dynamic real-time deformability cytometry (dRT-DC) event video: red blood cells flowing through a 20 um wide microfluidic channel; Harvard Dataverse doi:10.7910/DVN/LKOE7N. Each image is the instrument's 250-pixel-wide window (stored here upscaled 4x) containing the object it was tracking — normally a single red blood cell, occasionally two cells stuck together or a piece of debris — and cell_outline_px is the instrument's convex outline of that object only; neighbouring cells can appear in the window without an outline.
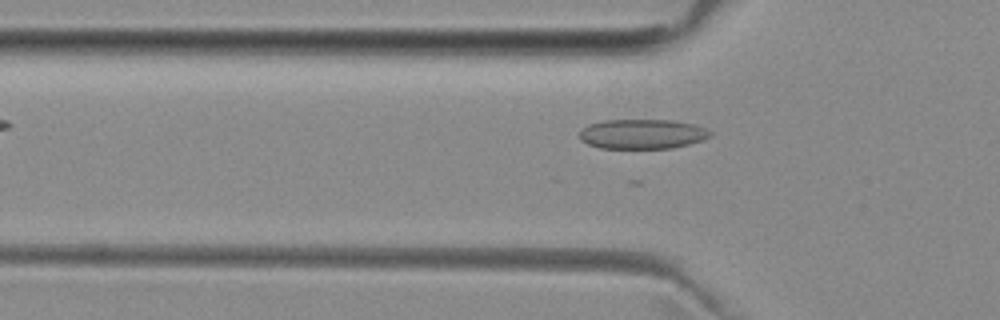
{"species": "common noctule bat (a hibernating species)", "species_latin": "Nyctalus noctula", "temperature_condition": "room temperature", "stored_images_in_passage": 3, "camera_frame_rate_fps": 3000, "um_per_image_px": 0.085, "animal": {"sex": "female", "body_mass_g": 29.2, "forearm_length_mm": 56.3}, "frame": {"image": 1, "passage_image": 3, "time_ms": 2.333, "image_size_px": [1000, 320], "cell_outline_px": [[712, 136], [688, 144], [672, 148], [600, 148], [588, 144], [580, 140], [580, 132], [588, 124], [604, 120], [672, 120], [696, 124], [712, 132]], "centroid_in_image_um": [54.6, 11.38], "position_along_channel_um": 71.2, "area_um2": 22.6}}